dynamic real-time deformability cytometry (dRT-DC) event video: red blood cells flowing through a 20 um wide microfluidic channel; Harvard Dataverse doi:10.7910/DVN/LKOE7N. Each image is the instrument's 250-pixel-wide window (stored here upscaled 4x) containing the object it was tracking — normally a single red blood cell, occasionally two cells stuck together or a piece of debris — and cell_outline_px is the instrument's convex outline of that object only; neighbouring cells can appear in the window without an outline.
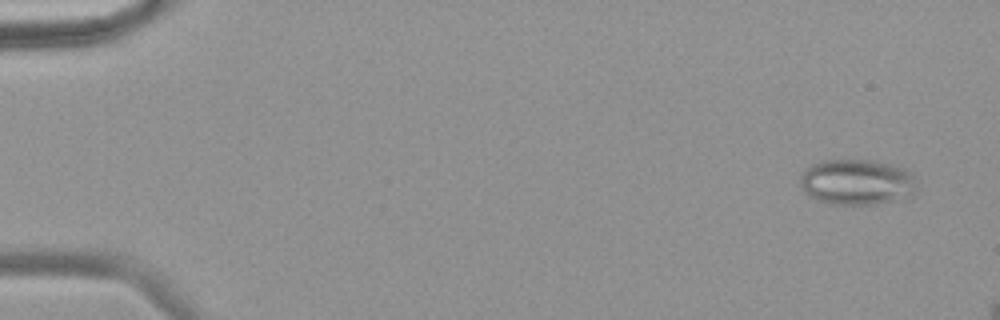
{"species": "common noctule bat (a hibernating species)", "species_latin": "Nyctalus noctula", "temperature_condition": "warm", "stored_images_in_passage": 13, "camera_frame_rate_fps": 3000, "um_per_image_px": 0.085, "animal": {"sex": "female", "body_mass_g": 18.4}, "frame": {"image": 1, "passage_image": 3, "time_ms": 0.667, "image_size_px": [1000, 320], "cell_outline_px": [[912, 196], [908, 200], [876, 204], [828, 204], [816, 200], [808, 196], [800, 188], [800, 176], [804, 168], [812, 164], [824, 160], [872, 160], [892, 164], [904, 168], [912, 172]], "centroid_in_image_um": [72.79, 15.49], "position_along_channel_um": 12.2, "area_um2": 31.5}}